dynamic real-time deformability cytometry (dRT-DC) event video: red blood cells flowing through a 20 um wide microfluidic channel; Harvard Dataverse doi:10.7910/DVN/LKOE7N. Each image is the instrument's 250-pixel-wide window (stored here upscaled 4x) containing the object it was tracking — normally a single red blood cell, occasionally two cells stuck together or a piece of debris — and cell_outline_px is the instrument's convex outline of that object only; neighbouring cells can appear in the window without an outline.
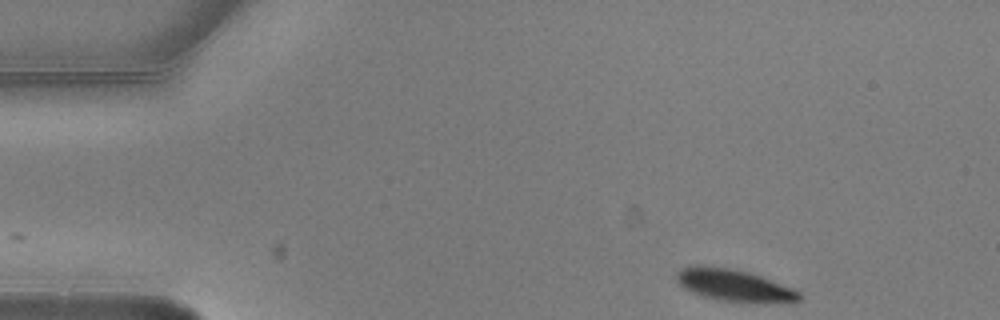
{"species": "common noctule bat (a hibernating species)", "species_latin": "Nyctalus noctula", "temperature_condition": "warm", "stored_images_in_passage": 3, "camera_frame_rate_fps": 3000, "um_per_image_px": 0.085, "animal": {"sex": "male", "body_mass_g": 20.5, "forearm_length_mm": 52.5}, "frame": {"image": 1, "passage_image": 1, "time_ms": 0.0, "image_size_px": [1000, 320], "cell_outline_px": [[800, 300], [724, 300], [704, 296], [692, 292], [684, 288], [676, 280], [676, 272], [680, 268], [696, 264], [700, 264], [736, 268], [760, 276], [792, 288], [800, 292]], "centroid_in_image_um": [62.24, 24.16], "position_along_channel_um": 22.8, "area_um2": 21.96}}